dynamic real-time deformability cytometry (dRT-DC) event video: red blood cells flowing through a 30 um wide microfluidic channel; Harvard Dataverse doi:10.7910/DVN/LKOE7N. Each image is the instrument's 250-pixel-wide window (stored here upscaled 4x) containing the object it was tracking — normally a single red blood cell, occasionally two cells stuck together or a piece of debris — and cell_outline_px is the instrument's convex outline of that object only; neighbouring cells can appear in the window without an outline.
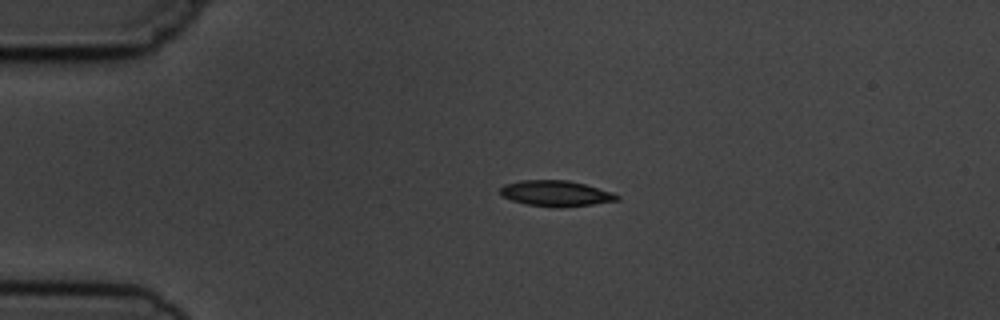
{"species": "common noctule bat (a hibernating species)", "species_latin": "Nyctalus noctula", "temperature_condition": "cold", "stored_images_in_passage": 5, "camera_frame_rate_fps": 3000, "um_per_image_px": 0.085, "animal": {"sex": "male", "body_mass_g": 19.5, "forearm_length_mm": 54.6}, "frame": {"image": 1, "passage_image": 4, "time_ms": 3.333, "image_size_px": [1000, 320], "cell_outline_px": [[620, 200], [592, 204], [560, 208], [528, 204], [512, 200], [500, 196], [500, 188], [504, 184], [520, 180], [568, 180], [584, 184], [612, 192], [620, 196]], "centroid_in_image_um": [47.23, 16.44], "position_along_channel_um": 37.8, "area_um2": 17.51}}